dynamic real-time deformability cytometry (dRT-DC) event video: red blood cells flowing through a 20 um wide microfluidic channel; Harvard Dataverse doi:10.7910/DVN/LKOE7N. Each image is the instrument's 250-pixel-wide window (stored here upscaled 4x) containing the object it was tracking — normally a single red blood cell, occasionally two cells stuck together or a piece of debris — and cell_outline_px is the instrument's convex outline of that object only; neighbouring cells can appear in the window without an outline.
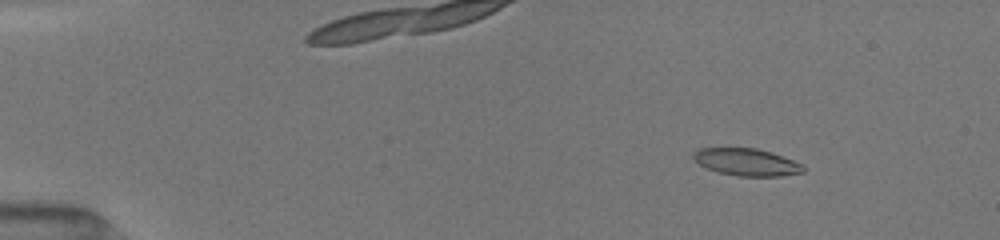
{"species": "common noctule bat (a hibernating species)", "species_latin": "Nyctalus noctula", "temperature_condition": "room temperature", "stored_images_in_passage": 52, "camera_frame_rate_fps": 3000, "um_per_image_px": 0.085, "animal": {"sex": "female", "body_mass_g": 19.5, "forearm_length_mm": 54.1}, "frame": {"image": 1, "passage_image": 7, "time_ms": 2.0, "image_size_px": [1000, 240], "cell_outline_px": [[804, 172], [780, 176], [740, 176], [720, 172], [708, 168], [692, 160], [692, 152], [700, 148], [756, 148], [772, 152], [804, 164]], "centroid_in_image_um": [63.47, 13.77], "position_along_channel_um": 21.5, "area_um2": 17.46}}
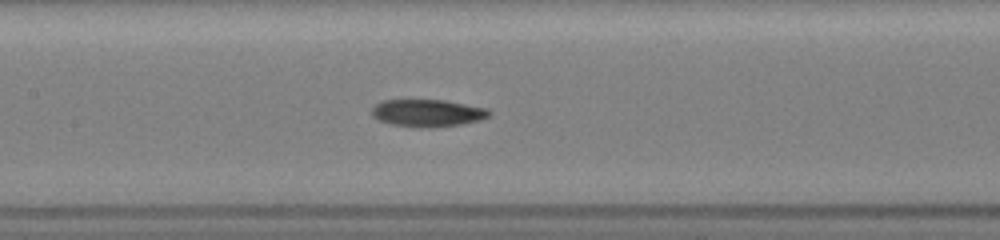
{"frame": {"image": 2, "passage_image": 26, "time_ms": 8.333, "image_size_px": [1000, 240], "cell_outline_px": [[492, 112], [488, 116], [480, 120], [460, 124], [432, 128], [420, 128], [388, 124], [372, 116], [372, 108], [376, 104], [384, 100], [444, 100], [488, 108]], "centroid_in_image_um": [36.34, 9.61], "position_along_channel_um": 171.1, "area_um2": 18.79}}
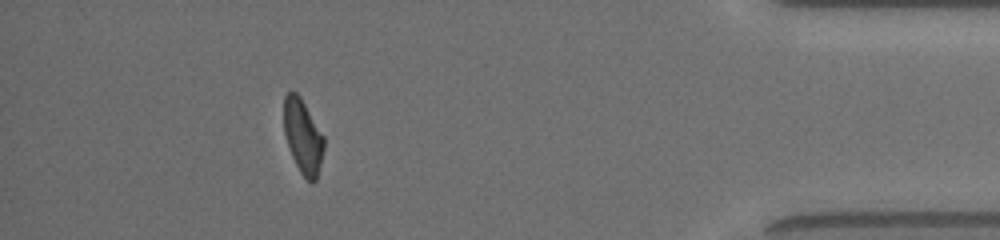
{"frame": {"image": 3, "passage_image": 47, "time_ms": 15.333, "image_size_px": [1000, 240], "cell_outline_px": [[324, 148], [316, 180], [312, 184], [300, 172], [292, 156], [284, 132], [284, 96], [288, 92], [296, 92], [300, 96], [324, 136]], "centroid_in_image_um": [25.75, 11.59], "position_along_channel_um": 409.5, "area_um2": 17.11}, "authors_computed_cell_mechanics": {"area_um2": 18.0625, "velocity_mm_per_s": 4.0474, "shape_relaxation_time_tau1_ms": null, "shape_relaxation_time_tau2_ms": 4.8587, "deformation_change_tau1": null, "deformation_change_tau2": 0.1219}}